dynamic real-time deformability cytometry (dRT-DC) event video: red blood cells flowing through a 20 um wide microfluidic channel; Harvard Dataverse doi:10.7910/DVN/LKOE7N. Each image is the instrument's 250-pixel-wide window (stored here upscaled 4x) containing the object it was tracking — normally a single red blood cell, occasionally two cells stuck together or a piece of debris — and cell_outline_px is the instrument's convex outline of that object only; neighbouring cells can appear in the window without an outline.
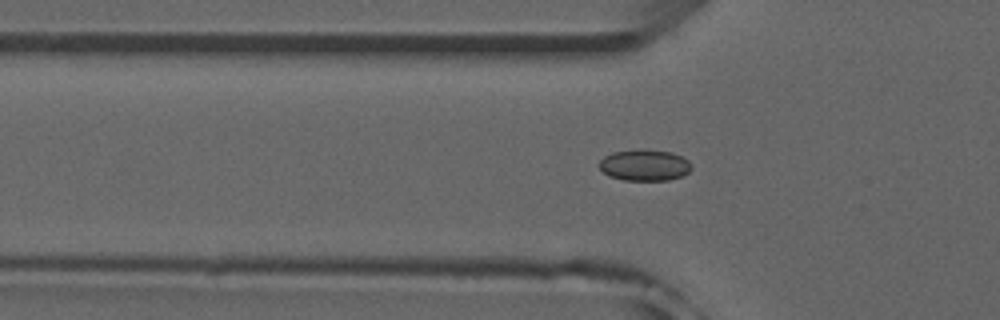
{"species": "common noctule bat (a hibernating species)", "species_latin": "Nyctalus noctula", "temperature_condition": "room temperature", "stored_images_in_passage": 40, "camera_frame_rate_fps": 3000, "um_per_image_px": 0.085, "animal": {"sex": "male", "forearm_length_mm": 52.5}, "frame": {"image": 1, "passage_image": 4, "time_ms": 1.0, "image_size_px": [1000, 320], "cell_outline_px": [[692, 168], [688, 172], [680, 176], [668, 180], [624, 180], [608, 176], [600, 168], [600, 160], [604, 156], [612, 152], [640, 148], [644, 148], [672, 152], [688, 160], [692, 164]], "centroid_in_image_um": [54.78, 14.01], "position_along_channel_um": 71.0, "area_um2": 16.99}}
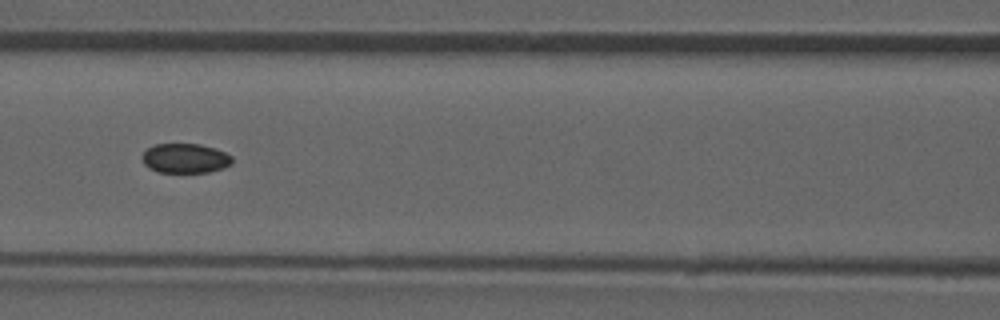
{"frame": {"image": 2, "passage_image": 10, "time_ms": 3.0, "image_size_px": [1000, 320], "cell_outline_px": [[232, 164], [224, 168], [208, 172], [156, 172], [148, 168], [144, 164], [140, 156], [148, 148], [156, 144], [200, 144], [216, 148], [232, 156]], "centroid_in_image_um": [15.73, 13.46], "position_along_channel_um": 150.9, "area_um2": 15.66}}
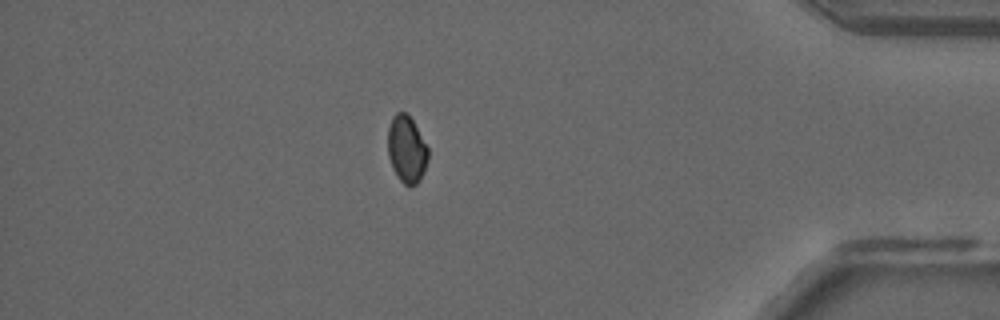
{"frame": {"image": 3, "passage_image": 32, "time_ms": 10.333, "image_size_px": [1000, 320], "cell_outline_px": [[428, 160], [424, 172], [420, 180], [416, 184], [404, 184], [400, 180], [392, 168], [388, 156], [388, 128], [392, 116], [396, 112], [404, 112], [412, 120], [428, 148]], "centroid_in_image_um": [34.55, 12.69], "position_along_channel_um": 400.6, "area_um2": 15.61}}